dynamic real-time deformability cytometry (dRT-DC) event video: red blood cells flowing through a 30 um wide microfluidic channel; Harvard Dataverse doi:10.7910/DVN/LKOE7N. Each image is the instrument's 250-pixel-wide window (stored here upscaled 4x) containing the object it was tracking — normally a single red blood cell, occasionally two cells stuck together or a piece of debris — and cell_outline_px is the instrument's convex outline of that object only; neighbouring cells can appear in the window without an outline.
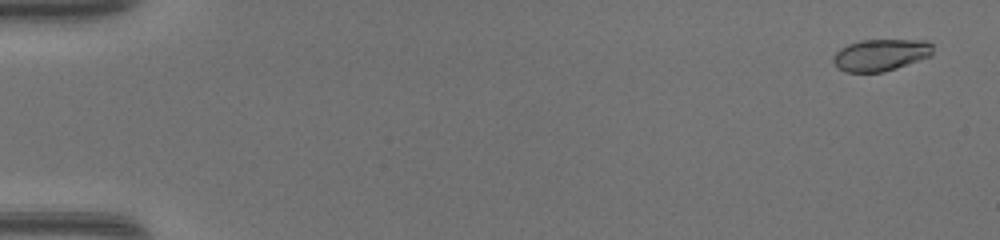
{"species": "common noctule bat (a hibernating species)", "species_latin": "Nyctalus noctula", "temperature_condition": "warm", "stored_images_in_passage": 50, "camera_frame_rate_fps": 3000, "um_per_image_px": 0.085, "animal": {"sex": "female", "body_mass_g": 17.0, "forearm_length_mm": 48.0}, "frame": {"image": 1, "passage_image": 3, "time_ms": 0.667, "image_size_px": [1000, 240], "cell_outline_px": [[932, 56], [884, 72], [844, 72], [836, 68], [832, 60], [832, 56], [840, 48], [848, 44], [860, 40], [928, 40], [932, 44]], "centroid_in_image_um": [74.83, 4.67], "position_along_channel_um": 10.2, "area_um2": 18.73}}
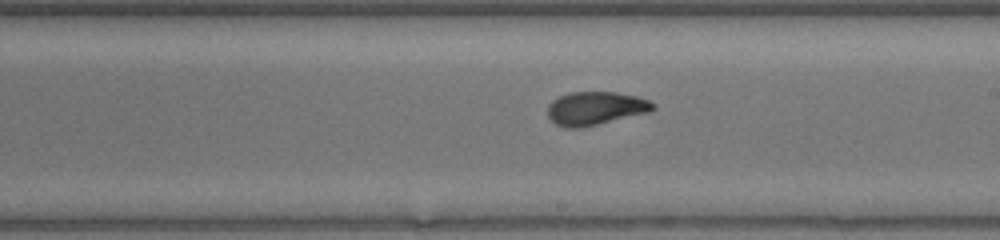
{"frame": {"image": 2, "passage_image": 30, "time_ms": 9.667, "image_size_px": [1000, 240], "cell_outline_px": [[656, 108], [648, 112], [580, 128], [564, 128], [556, 124], [548, 116], [548, 104], [552, 100], [568, 92], [616, 92], [636, 96], [648, 100], [656, 104]], "centroid_in_image_um": [50.6, 9.2], "position_along_channel_um": 238.4, "area_um2": 20.4}}
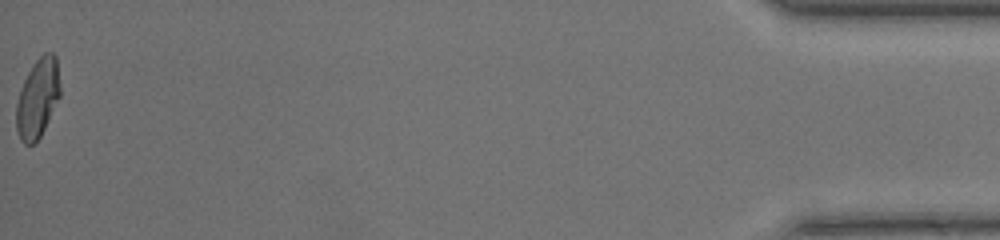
{"frame": {"image": 3, "passage_image": 50, "time_ms": 16.333, "image_size_px": [1000, 240], "cell_outline_px": [[60, 96], [40, 136], [32, 144], [24, 144], [20, 140], [16, 128], [16, 104], [24, 80], [32, 64], [44, 52], [52, 52], [56, 56], [60, 88]], "centroid_in_image_um": [3.19, 8.33], "position_along_channel_um": 432.0, "area_um2": 20.0}, "authors_computed_cell_mechanics": {"area_um2": 20.1433, "velocity_mm_per_s": 4.3649, "shape_relaxation_time_tau1_ms": 3.9851, "shape_relaxation_time_tau2_ms": 0.8003, "deformation_change_tau1": 0.1912, "deformation_change_tau2": 0.0598}}